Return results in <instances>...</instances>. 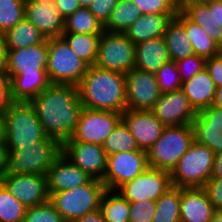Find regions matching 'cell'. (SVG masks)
<instances>
[{
	"label": "cell",
	"instance_id": "5bb4252c",
	"mask_svg": "<svg viewBox=\"0 0 222 222\" xmlns=\"http://www.w3.org/2000/svg\"><path fill=\"white\" fill-rule=\"evenodd\" d=\"M0 182L26 208L49 201L47 175L27 173L0 176Z\"/></svg>",
	"mask_w": 222,
	"mask_h": 222
},
{
	"label": "cell",
	"instance_id": "5b68a950",
	"mask_svg": "<svg viewBox=\"0 0 222 222\" xmlns=\"http://www.w3.org/2000/svg\"><path fill=\"white\" fill-rule=\"evenodd\" d=\"M194 141L192 124L164 127L161 136L147 150L148 166L171 173Z\"/></svg>",
	"mask_w": 222,
	"mask_h": 222
},
{
	"label": "cell",
	"instance_id": "816d5d0a",
	"mask_svg": "<svg viewBox=\"0 0 222 222\" xmlns=\"http://www.w3.org/2000/svg\"><path fill=\"white\" fill-rule=\"evenodd\" d=\"M74 222H106L105 218L103 217L102 212L100 209L87 213L86 215L82 216L81 218L76 219Z\"/></svg>",
	"mask_w": 222,
	"mask_h": 222
},
{
	"label": "cell",
	"instance_id": "db71d44e",
	"mask_svg": "<svg viewBox=\"0 0 222 222\" xmlns=\"http://www.w3.org/2000/svg\"><path fill=\"white\" fill-rule=\"evenodd\" d=\"M211 177L222 178V151L214 156L213 170Z\"/></svg>",
	"mask_w": 222,
	"mask_h": 222
},
{
	"label": "cell",
	"instance_id": "2e32d148",
	"mask_svg": "<svg viewBox=\"0 0 222 222\" xmlns=\"http://www.w3.org/2000/svg\"><path fill=\"white\" fill-rule=\"evenodd\" d=\"M151 111L165 127L192 124L198 114L181 89L161 94Z\"/></svg>",
	"mask_w": 222,
	"mask_h": 222
},
{
	"label": "cell",
	"instance_id": "4316f807",
	"mask_svg": "<svg viewBox=\"0 0 222 222\" xmlns=\"http://www.w3.org/2000/svg\"><path fill=\"white\" fill-rule=\"evenodd\" d=\"M2 39L6 50L27 48L47 40L40 30L26 18L7 30L2 35Z\"/></svg>",
	"mask_w": 222,
	"mask_h": 222
},
{
	"label": "cell",
	"instance_id": "b9f144b4",
	"mask_svg": "<svg viewBox=\"0 0 222 222\" xmlns=\"http://www.w3.org/2000/svg\"><path fill=\"white\" fill-rule=\"evenodd\" d=\"M206 59L196 54L176 61L182 82L189 80L205 68Z\"/></svg>",
	"mask_w": 222,
	"mask_h": 222
},
{
	"label": "cell",
	"instance_id": "ab89813d",
	"mask_svg": "<svg viewBox=\"0 0 222 222\" xmlns=\"http://www.w3.org/2000/svg\"><path fill=\"white\" fill-rule=\"evenodd\" d=\"M24 222H65V220L48 201L42 205L27 208Z\"/></svg>",
	"mask_w": 222,
	"mask_h": 222
},
{
	"label": "cell",
	"instance_id": "f35d334b",
	"mask_svg": "<svg viewBox=\"0 0 222 222\" xmlns=\"http://www.w3.org/2000/svg\"><path fill=\"white\" fill-rule=\"evenodd\" d=\"M194 139L197 143L207 146L215 154L222 151V131L210 125H192Z\"/></svg>",
	"mask_w": 222,
	"mask_h": 222
},
{
	"label": "cell",
	"instance_id": "6f0895ef",
	"mask_svg": "<svg viewBox=\"0 0 222 222\" xmlns=\"http://www.w3.org/2000/svg\"><path fill=\"white\" fill-rule=\"evenodd\" d=\"M207 0H175L177 10H182L185 6L191 3L206 2Z\"/></svg>",
	"mask_w": 222,
	"mask_h": 222
},
{
	"label": "cell",
	"instance_id": "60d3db41",
	"mask_svg": "<svg viewBox=\"0 0 222 222\" xmlns=\"http://www.w3.org/2000/svg\"><path fill=\"white\" fill-rule=\"evenodd\" d=\"M142 14H176L175 0H131Z\"/></svg>",
	"mask_w": 222,
	"mask_h": 222
},
{
	"label": "cell",
	"instance_id": "e575fe53",
	"mask_svg": "<svg viewBox=\"0 0 222 222\" xmlns=\"http://www.w3.org/2000/svg\"><path fill=\"white\" fill-rule=\"evenodd\" d=\"M102 146L106 155L121 153L124 151L130 152L133 150H140L136 139L131 134L123 120L117 124Z\"/></svg>",
	"mask_w": 222,
	"mask_h": 222
},
{
	"label": "cell",
	"instance_id": "7402d4cb",
	"mask_svg": "<svg viewBox=\"0 0 222 222\" xmlns=\"http://www.w3.org/2000/svg\"><path fill=\"white\" fill-rule=\"evenodd\" d=\"M168 61L170 57L163 36L135 45L134 68L138 70L155 74Z\"/></svg>",
	"mask_w": 222,
	"mask_h": 222
},
{
	"label": "cell",
	"instance_id": "9c48e42d",
	"mask_svg": "<svg viewBox=\"0 0 222 222\" xmlns=\"http://www.w3.org/2000/svg\"><path fill=\"white\" fill-rule=\"evenodd\" d=\"M94 65L126 74L135 66V44L124 33L103 31Z\"/></svg>",
	"mask_w": 222,
	"mask_h": 222
},
{
	"label": "cell",
	"instance_id": "7dc6e473",
	"mask_svg": "<svg viewBox=\"0 0 222 222\" xmlns=\"http://www.w3.org/2000/svg\"><path fill=\"white\" fill-rule=\"evenodd\" d=\"M205 68L215 86H222V51L218 55L206 59Z\"/></svg>",
	"mask_w": 222,
	"mask_h": 222
},
{
	"label": "cell",
	"instance_id": "11a10c76",
	"mask_svg": "<svg viewBox=\"0 0 222 222\" xmlns=\"http://www.w3.org/2000/svg\"><path fill=\"white\" fill-rule=\"evenodd\" d=\"M6 70V49L3 39L0 38V74H5Z\"/></svg>",
	"mask_w": 222,
	"mask_h": 222
},
{
	"label": "cell",
	"instance_id": "7bdbcfd3",
	"mask_svg": "<svg viewBox=\"0 0 222 222\" xmlns=\"http://www.w3.org/2000/svg\"><path fill=\"white\" fill-rule=\"evenodd\" d=\"M155 213V201L146 200L130 203L129 222H153Z\"/></svg>",
	"mask_w": 222,
	"mask_h": 222
},
{
	"label": "cell",
	"instance_id": "f907efd6",
	"mask_svg": "<svg viewBox=\"0 0 222 222\" xmlns=\"http://www.w3.org/2000/svg\"><path fill=\"white\" fill-rule=\"evenodd\" d=\"M209 10H213V19L222 28V1L220 0H207Z\"/></svg>",
	"mask_w": 222,
	"mask_h": 222
},
{
	"label": "cell",
	"instance_id": "8fae6325",
	"mask_svg": "<svg viewBox=\"0 0 222 222\" xmlns=\"http://www.w3.org/2000/svg\"><path fill=\"white\" fill-rule=\"evenodd\" d=\"M148 167L147 152L143 150L107 155L106 171L102 182L107 190H117Z\"/></svg>",
	"mask_w": 222,
	"mask_h": 222
},
{
	"label": "cell",
	"instance_id": "f5cc1de1",
	"mask_svg": "<svg viewBox=\"0 0 222 222\" xmlns=\"http://www.w3.org/2000/svg\"><path fill=\"white\" fill-rule=\"evenodd\" d=\"M7 156H8L7 144L1 132L0 133V175L3 173L5 169Z\"/></svg>",
	"mask_w": 222,
	"mask_h": 222
},
{
	"label": "cell",
	"instance_id": "f6af8a7d",
	"mask_svg": "<svg viewBox=\"0 0 222 222\" xmlns=\"http://www.w3.org/2000/svg\"><path fill=\"white\" fill-rule=\"evenodd\" d=\"M192 125H210L222 131V109L211 105L199 111Z\"/></svg>",
	"mask_w": 222,
	"mask_h": 222
},
{
	"label": "cell",
	"instance_id": "7a4b0ae2",
	"mask_svg": "<svg viewBox=\"0 0 222 222\" xmlns=\"http://www.w3.org/2000/svg\"><path fill=\"white\" fill-rule=\"evenodd\" d=\"M83 108L122 113L126 109L125 74L88 66L78 84Z\"/></svg>",
	"mask_w": 222,
	"mask_h": 222
},
{
	"label": "cell",
	"instance_id": "1f68e13d",
	"mask_svg": "<svg viewBox=\"0 0 222 222\" xmlns=\"http://www.w3.org/2000/svg\"><path fill=\"white\" fill-rule=\"evenodd\" d=\"M101 34L63 33L62 37L72 51L88 66L96 62L98 42Z\"/></svg>",
	"mask_w": 222,
	"mask_h": 222
},
{
	"label": "cell",
	"instance_id": "c3c4849f",
	"mask_svg": "<svg viewBox=\"0 0 222 222\" xmlns=\"http://www.w3.org/2000/svg\"><path fill=\"white\" fill-rule=\"evenodd\" d=\"M11 82L8 76L0 74V117L12 105Z\"/></svg>",
	"mask_w": 222,
	"mask_h": 222
},
{
	"label": "cell",
	"instance_id": "8992f818",
	"mask_svg": "<svg viewBox=\"0 0 222 222\" xmlns=\"http://www.w3.org/2000/svg\"><path fill=\"white\" fill-rule=\"evenodd\" d=\"M106 190L101 180L92 179L88 184L71 190L49 193V202L65 222H74L87 213L98 210Z\"/></svg>",
	"mask_w": 222,
	"mask_h": 222
},
{
	"label": "cell",
	"instance_id": "f546056e",
	"mask_svg": "<svg viewBox=\"0 0 222 222\" xmlns=\"http://www.w3.org/2000/svg\"><path fill=\"white\" fill-rule=\"evenodd\" d=\"M141 15L140 9L131 0H119L104 26V31L125 33Z\"/></svg>",
	"mask_w": 222,
	"mask_h": 222
},
{
	"label": "cell",
	"instance_id": "6125c7cd",
	"mask_svg": "<svg viewBox=\"0 0 222 222\" xmlns=\"http://www.w3.org/2000/svg\"><path fill=\"white\" fill-rule=\"evenodd\" d=\"M2 132V130H1V117H0V133Z\"/></svg>",
	"mask_w": 222,
	"mask_h": 222
},
{
	"label": "cell",
	"instance_id": "ffe728a7",
	"mask_svg": "<svg viewBox=\"0 0 222 222\" xmlns=\"http://www.w3.org/2000/svg\"><path fill=\"white\" fill-rule=\"evenodd\" d=\"M25 18L40 30L46 39L61 37L64 32V18L54 2H25Z\"/></svg>",
	"mask_w": 222,
	"mask_h": 222
},
{
	"label": "cell",
	"instance_id": "9a60e30c",
	"mask_svg": "<svg viewBox=\"0 0 222 222\" xmlns=\"http://www.w3.org/2000/svg\"><path fill=\"white\" fill-rule=\"evenodd\" d=\"M62 153L93 179L103 181L107 155L102 145L65 141L62 144Z\"/></svg>",
	"mask_w": 222,
	"mask_h": 222
},
{
	"label": "cell",
	"instance_id": "d6986e66",
	"mask_svg": "<svg viewBox=\"0 0 222 222\" xmlns=\"http://www.w3.org/2000/svg\"><path fill=\"white\" fill-rule=\"evenodd\" d=\"M92 179L61 152L47 173L48 193L71 190L88 184Z\"/></svg>",
	"mask_w": 222,
	"mask_h": 222
},
{
	"label": "cell",
	"instance_id": "4fadbf2b",
	"mask_svg": "<svg viewBox=\"0 0 222 222\" xmlns=\"http://www.w3.org/2000/svg\"><path fill=\"white\" fill-rule=\"evenodd\" d=\"M126 109L152 110L161 96L154 73L136 68L125 74Z\"/></svg>",
	"mask_w": 222,
	"mask_h": 222
},
{
	"label": "cell",
	"instance_id": "ac0fdd59",
	"mask_svg": "<svg viewBox=\"0 0 222 222\" xmlns=\"http://www.w3.org/2000/svg\"><path fill=\"white\" fill-rule=\"evenodd\" d=\"M121 114L139 149L147 152L161 136L165 126L151 110L125 109Z\"/></svg>",
	"mask_w": 222,
	"mask_h": 222
},
{
	"label": "cell",
	"instance_id": "91938a15",
	"mask_svg": "<svg viewBox=\"0 0 222 222\" xmlns=\"http://www.w3.org/2000/svg\"><path fill=\"white\" fill-rule=\"evenodd\" d=\"M93 0H79L81 7L88 8Z\"/></svg>",
	"mask_w": 222,
	"mask_h": 222
},
{
	"label": "cell",
	"instance_id": "94428289",
	"mask_svg": "<svg viewBox=\"0 0 222 222\" xmlns=\"http://www.w3.org/2000/svg\"><path fill=\"white\" fill-rule=\"evenodd\" d=\"M26 1H37V2H54V0H26Z\"/></svg>",
	"mask_w": 222,
	"mask_h": 222
},
{
	"label": "cell",
	"instance_id": "d590c367",
	"mask_svg": "<svg viewBox=\"0 0 222 222\" xmlns=\"http://www.w3.org/2000/svg\"><path fill=\"white\" fill-rule=\"evenodd\" d=\"M26 210L0 182V222H24Z\"/></svg>",
	"mask_w": 222,
	"mask_h": 222
},
{
	"label": "cell",
	"instance_id": "52a82bcc",
	"mask_svg": "<svg viewBox=\"0 0 222 222\" xmlns=\"http://www.w3.org/2000/svg\"><path fill=\"white\" fill-rule=\"evenodd\" d=\"M215 153L194 141L171 171L173 187H203L211 177Z\"/></svg>",
	"mask_w": 222,
	"mask_h": 222
},
{
	"label": "cell",
	"instance_id": "e0dca14e",
	"mask_svg": "<svg viewBox=\"0 0 222 222\" xmlns=\"http://www.w3.org/2000/svg\"><path fill=\"white\" fill-rule=\"evenodd\" d=\"M49 62L47 40L27 48L6 50L5 75L11 80L20 73L46 71Z\"/></svg>",
	"mask_w": 222,
	"mask_h": 222
},
{
	"label": "cell",
	"instance_id": "d4e9b609",
	"mask_svg": "<svg viewBox=\"0 0 222 222\" xmlns=\"http://www.w3.org/2000/svg\"><path fill=\"white\" fill-rule=\"evenodd\" d=\"M10 82L13 101L24 102H30L51 84L46 71L20 73L14 76Z\"/></svg>",
	"mask_w": 222,
	"mask_h": 222
},
{
	"label": "cell",
	"instance_id": "277c9868",
	"mask_svg": "<svg viewBox=\"0 0 222 222\" xmlns=\"http://www.w3.org/2000/svg\"><path fill=\"white\" fill-rule=\"evenodd\" d=\"M6 166L0 176L27 173L47 175L55 158L62 152V145L54 138L36 140L20 150H7Z\"/></svg>",
	"mask_w": 222,
	"mask_h": 222
},
{
	"label": "cell",
	"instance_id": "8d00e7d4",
	"mask_svg": "<svg viewBox=\"0 0 222 222\" xmlns=\"http://www.w3.org/2000/svg\"><path fill=\"white\" fill-rule=\"evenodd\" d=\"M26 0H0V34L13 28L25 18Z\"/></svg>",
	"mask_w": 222,
	"mask_h": 222
},
{
	"label": "cell",
	"instance_id": "680465c9",
	"mask_svg": "<svg viewBox=\"0 0 222 222\" xmlns=\"http://www.w3.org/2000/svg\"><path fill=\"white\" fill-rule=\"evenodd\" d=\"M209 222H222V211H216Z\"/></svg>",
	"mask_w": 222,
	"mask_h": 222
},
{
	"label": "cell",
	"instance_id": "603a6c76",
	"mask_svg": "<svg viewBox=\"0 0 222 222\" xmlns=\"http://www.w3.org/2000/svg\"><path fill=\"white\" fill-rule=\"evenodd\" d=\"M216 88L214 81L204 68L189 80L182 82L181 90L198 113L212 105Z\"/></svg>",
	"mask_w": 222,
	"mask_h": 222
},
{
	"label": "cell",
	"instance_id": "74e56055",
	"mask_svg": "<svg viewBox=\"0 0 222 222\" xmlns=\"http://www.w3.org/2000/svg\"><path fill=\"white\" fill-rule=\"evenodd\" d=\"M159 90L162 94L180 90L182 80L176 62L170 60L163 64L155 73Z\"/></svg>",
	"mask_w": 222,
	"mask_h": 222
},
{
	"label": "cell",
	"instance_id": "d6a6232c",
	"mask_svg": "<svg viewBox=\"0 0 222 222\" xmlns=\"http://www.w3.org/2000/svg\"><path fill=\"white\" fill-rule=\"evenodd\" d=\"M104 27L99 23L89 8L80 7L64 21L63 33L102 34Z\"/></svg>",
	"mask_w": 222,
	"mask_h": 222
},
{
	"label": "cell",
	"instance_id": "ba28073f",
	"mask_svg": "<svg viewBox=\"0 0 222 222\" xmlns=\"http://www.w3.org/2000/svg\"><path fill=\"white\" fill-rule=\"evenodd\" d=\"M47 48L49 62L46 72L50 83L78 86L88 65L72 51L62 36L47 39Z\"/></svg>",
	"mask_w": 222,
	"mask_h": 222
},
{
	"label": "cell",
	"instance_id": "83f0119b",
	"mask_svg": "<svg viewBox=\"0 0 222 222\" xmlns=\"http://www.w3.org/2000/svg\"><path fill=\"white\" fill-rule=\"evenodd\" d=\"M163 37L170 60L176 62L195 54L184 26L176 18L167 24Z\"/></svg>",
	"mask_w": 222,
	"mask_h": 222
},
{
	"label": "cell",
	"instance_id": "f1b7e54d",
	"mask_svg": "<svg viewBox=\"0 0 222 222\" xmlns=\"http://www.w3.org/2000/svg\"><path fill=\"white\" fill-rule=\"evenodd\" d=\"M191 21L203 28L215 44L222 49V28L214 22L213 10L207 2L191 3L181 10Z\"/></svg>",
	"mask_w": 222,
	"mask_h": 222
},
{
	"label": "cell",
	"instance_id": "ee69618b",
	"mask_svg": "<svg viewBox=\"0 0 222 222\" xmlns=\"http://www.w3.org/2000/svg\"><path fill=\"white\" fill-rule=\"evenodd\" d=\"M119 0H93L88 7L99 23L104 27L110 19Z\"/></svg>",
	"mask_w": 222,
	"mask_h": 222
},
{
	"label": "cell",
	"instance_id": "9f6ffc18",
	"mask_svg": "<svg viewBox=\"0 0 222 222\" xmlns=\"http://www.w3.org/2000/svg\"><path fill=\"white\" fill-rule=\"evenodd\" d=\"M212 106L222 109V86L216 88Z\"/></svg>",
	"mask_w": 222,
	"mask_h": 222
},
{
	"label": "cell",
	"instance_id": "30bf717a",
	"mask_svg": "<svg viewBox=\"0 0 222 222\" xmlns=\"http://www.w3.org/2000/svg\"><path fill=\"white\" fill-rule=\"evenodd\" d=\"M121 120V113L83 108L72 137L66 141L103 145Z\"/></svg>",
	"mask_w": 222,
	"mask_h": 222
},
{
	"label": "cell",
	"instance_id": "681fc988",
	"mask_svg": "<svg viewBox=\"0 0 222 222\" xmlns=\"http://www.w3.org/2000/svg\"><path fill=\"white\" fill-rule=\"evenodd\" d=\"M54 3L64 20L81 7L79 0H54Z\"/></svg>",
	"mask_w": 222,
	"mask_h": 222
},
{
	"label": "cell",
	"instance_id": "7c38bea8",
	"mask_svg": "<svg viewBox=\"0 0 222 222\" xmlns=\"http://www.w3.org/2000/svg\"><path fill=\"white\" fill-rule=\"evenodd\" d=\"M171 174L168 171L148 167L133 180L124 183L116 191L129 203L156 201L172 188Z\"/></svg>",
	"mask_w": 222,
	"mask_h": 222
},
{
	"label": "cell",
	"instance_id": "484cf974",
	"mask_svg": "<svg viewBox=\"0 0 222 222\" xmlns=\"http://www.w3.org/2000/svg\"><path fill=\"white\" fill-rule=\"evenodd\" d=\"M175 18L184 26L194 53L208 59L218 55L222 49L213 42L202 27L191 21L181 10H177Z\"/></svg>",
	"mask_w": 222,
	"mask_h": 222
},
{
	"label": "cell",
	"instance_id": "44dd1931",
	"mask_svg": "<svg viewBox=\"0 0 222 222\" xmlns=\"http://www.w3.org/2000/svg\"><path fill=\"white\" fill-rule=\"evenodd\" d=\"M215 212L202 187L181 188V222H209Z\"/></svg>",
	"mask_w": 222,
	"mask_h": 222
},
{
	"label": "cell",
	"instance_id": "cb8c5ba5",
	"mask_svg": "<svg viewBox=\"0 0 222 222\" xmlns=\"http://www.w3.org/2000/svg\"><path fill=\"white\" fill-rule=\"evenodd\" d=\"M176 14H142L124 33L135 45L164 35Z\"/></svg>",
	"mask_w": 222,
	"mask_h": 222
},
{
	"label": "cell",
	"instance_id": "bcb514c9",
	"mask_svg": "<svg viewBox=\"0 0 222 222\" xmlns=\"http://www.w3.org/2000/svg\"><path fill=\"white\" fill-rule=\"evenodd\" d=\"M216 211H222V178L210 177L202 187Z\"/></svg>",
	"mask_w": 222,
	"mask_h": 222
},
{
	"label": "cell",
	"instance_id": "836d02e7",
	"mask_svg": "<svg viewBox=\"0 0 222 222\" xmlns=\"http://www.w3.org/2000/svg\"><path fill=\"white\" fill-rule=\"evenodd\" d=\"M181 188L172 187L156 201V213L153 222H181L180 220Z\"/></svg>",
	"mask_w": 222,
	"mask_h": 222
},
{
	"label": "cell",
	"instance_id": "4dcf8cb0",
	"mask_svg": "<svg viewBox=\"0 0 222 222\" xmlns=\"http://www.w3.org/2000/svg\"><path fill=\"white\" fill-rule=\"evenodd\" d=\"M106 222H129L130 203L116 190H106L100 203Z\"/></svg>",
	"mask_w": 222,
	"mask_h": 222
},
{
	"label": "cell",
	"instance_id": "3957f363",
	"mask_svg": "<svg viewBox=\"0 0 222 222\" xmlns=\"http://www.w3.org/2000/svg\"><path fill=\"white\" fill-rule=\"evenodd\" d=\"M1 130L7 150H20L47 137L34 107L24 101H14L1 116Z\"/></svg>",
	"mask_w": 222,
	"mask_h": 222
},
{
	"label": "cell",
	"instance_id": "6da1fadb",
	"mask_svg": "<svg viewBox=\"0 0 222 222\" xmlns=\"http://www.w3.org/2000/svg\"><path fill=\"white\" fill-rule=\"evenodd\" d=\"M30 103L47 137L61 145L72 137L83 109L77 86L51 83Z\"/></svg>",
	"mask_w": 222,
	"mask_h": 222
}]
</instances>
